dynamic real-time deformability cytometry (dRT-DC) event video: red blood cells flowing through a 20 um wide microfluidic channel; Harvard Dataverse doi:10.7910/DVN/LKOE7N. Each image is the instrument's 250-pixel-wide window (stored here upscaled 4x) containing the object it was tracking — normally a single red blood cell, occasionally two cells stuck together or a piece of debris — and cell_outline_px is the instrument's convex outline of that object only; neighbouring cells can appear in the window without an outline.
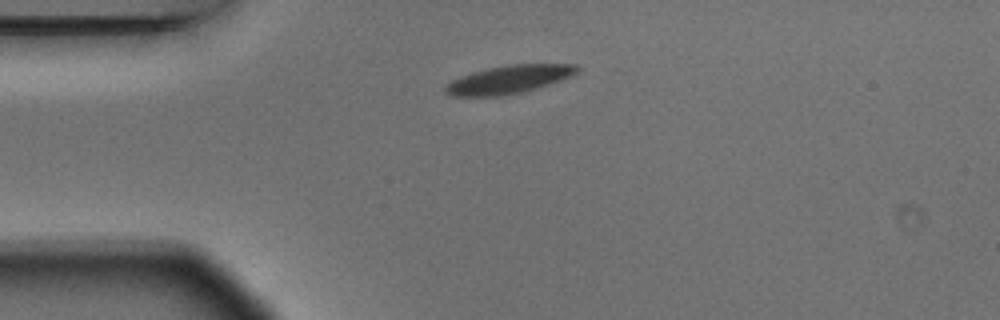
{"species": "Egyptian fruit bat (a non-hibernating species)", "species_latin": "Rousettus aegyptiacus", "temperature_condition": "warm", "stored_images_in_passage": 2, "camera_frame_rate_fps": 3000, "um_per_image_px": 0.085, "animal": {"sex": "male"}, "frame": {"image": 1, "passage_image": 1, "time_ms": 0.0, "image_size_px": [1000, 320], "cell_outline_px": [[580, 68], [576, 72], [560, 80], [536, 88], [520, 92], [500, 96], [452, 96], [444, 92], [444, 88], [452, 80], [460, 76], [472, 72], [488, 68], [512, 64], [576, 64]], "centroid_in_image_um": [43.21, 6.75], "position_along_channel_um": 41.8, "area_um2": 21.27}}